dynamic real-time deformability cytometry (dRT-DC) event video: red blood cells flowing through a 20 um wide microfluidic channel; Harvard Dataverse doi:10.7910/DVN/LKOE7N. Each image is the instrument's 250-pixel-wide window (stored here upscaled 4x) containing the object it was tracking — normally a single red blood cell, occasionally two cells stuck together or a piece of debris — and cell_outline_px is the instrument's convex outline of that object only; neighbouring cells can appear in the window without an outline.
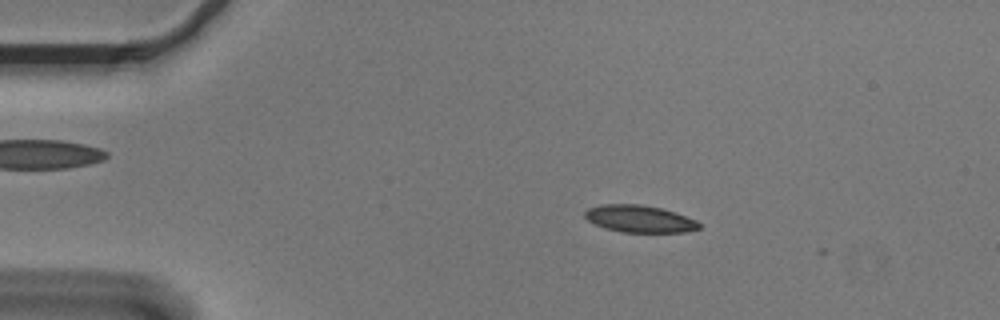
{"species": "Egyptian fruit bat (a non-hibernating species)", "species_latin": "Rousettus aegyptiacus", "temperature_condition": "cold", "stored_images_in_passage": 3, "camera_frame_rate_fps": 3000, "um_per_image_px": 0.085, "animal": {"sex": "male"}, "frame": {"image": 1, "passage_image": 1, "time_ms": 0.0, "image_size_px": [1000, 320], "cell_outline_px": [[700, 228], [684, 232], [620, 232], [604, 228], [588, 220], [584, 216], [584, 212], [588, 208], [600, 204], [640, 204], [660, 208], [676, 212], [696, 220], [700, 224]], "centroid_in_image_um": [54.34, 18.59], "position_along_channel_um": 30.7, "area_um2": 18.09}}